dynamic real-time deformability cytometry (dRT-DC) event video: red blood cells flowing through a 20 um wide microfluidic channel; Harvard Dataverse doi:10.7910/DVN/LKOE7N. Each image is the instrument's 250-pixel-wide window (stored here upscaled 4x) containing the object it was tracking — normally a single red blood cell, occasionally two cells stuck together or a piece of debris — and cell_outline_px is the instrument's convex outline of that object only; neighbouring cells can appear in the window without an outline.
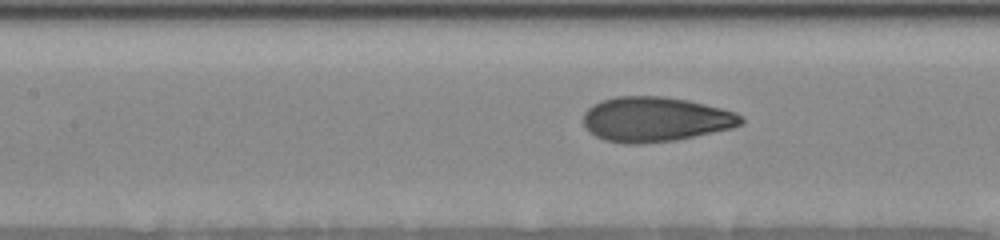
{"species": "human", "species_latin": "Homo sapiens", "temperature_condition": "room temperature", "stored_images_in_passage": 6, "segment_of_instrument_passage": [2, 2], "camera_frame_rate_fps": 3000, "um_per_image_px": 0.085, "donor": {"sex": "female"}, "frame": {"image": 1, "passage_image": 6, "time_ms": 4.333, "image_size_px": [1000, 240], "cell_outline_px": [[744, 120], [740, 124], [732, 128], [676, 140], [640, 144], [624, 144], [604, 140], [588, 132], [584, 128], [584, 112], [592, 104], [600, 100], [616, 96], [664, 96], [688, 100], [736, 112]], "centroid_in_image_um": [55.65, 10.14], "position_along_channel_um": 151.7, "area_um2": 41.38}}